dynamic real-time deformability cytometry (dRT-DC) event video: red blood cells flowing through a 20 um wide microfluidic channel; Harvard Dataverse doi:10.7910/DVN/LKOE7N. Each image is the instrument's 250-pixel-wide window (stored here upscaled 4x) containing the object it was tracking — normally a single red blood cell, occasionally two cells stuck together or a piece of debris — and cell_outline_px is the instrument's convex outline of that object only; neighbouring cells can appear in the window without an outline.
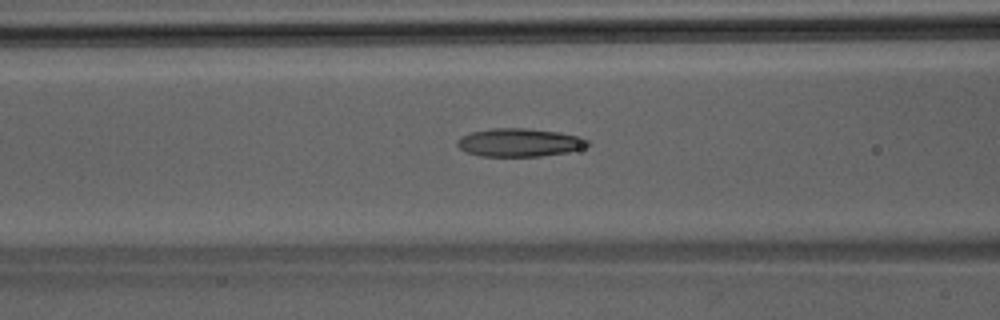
{"species": "Egyptian fruit bat (a non-hibernating species)", "species_latin": "Rousettus aegyptiacus", "temperature_condition": "room temperature", "stored_images_in_passage": 46, "camera_frame_rate_fps": 3000, "um_per_image_px": 0.085, "animal": {"sex": "male"}, "frame": {"image": 1, "passage_image": 19, "time_ms": 6.0, "image_size_px": [1000, 320], "cell_outline_px": [[592, 144], [568, 152], [540, 156], [480, 156], [464, 152], [456, 144], [456, 140], [460, 136], [472, 132], [492, 128], [524, 128], [560, 132], [580, 136], [588, 140]], "centroid_in_image_um": [44.13, 12.11], "position_along_channel_um": 122.5, "area_um2": 21.56}}
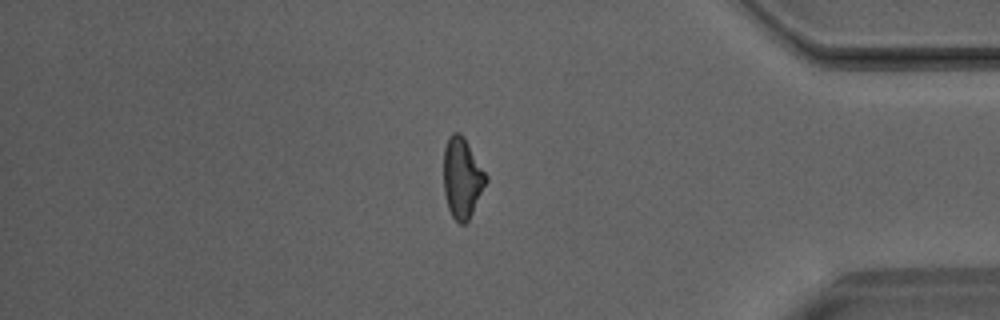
{"frame": {"image": 2, "passage_image": 39, "time_ms": 12.667, "image_size_px": [1000, 320], "cell_outline_px": [[488, 180], [468, 220], [464, 224], [460, 224], [452, 216], [448, 208], [444, 192], [444, 148], [448, 136], [452, 132], [460, 132], [464, 136], [488, 176]], "centroid_in_image_um": [39.28, 15.08], "position_along_channel_um": 395.9, "area_um2": 19.88}}
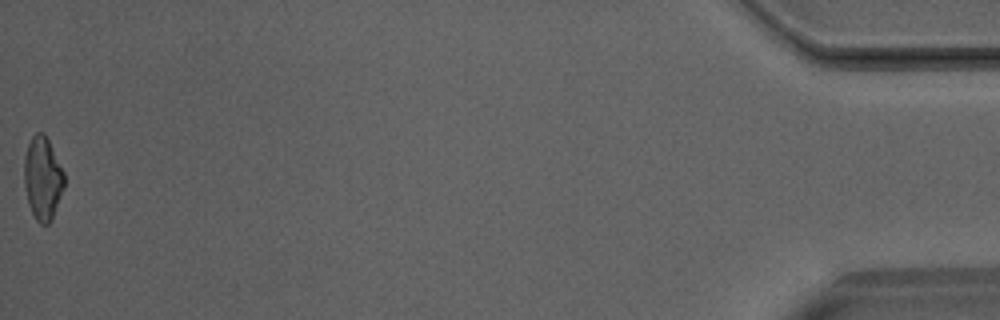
{"frame": {"image": 3, "passage_image": 46, "time_ms": 15.0, "image_size_px": [1000, 320], "cell_outline_px": [[64, 188], [52, 220], [48, 224], [40, 224], [36, 220], [28, 204], [24, 184], [24, 156], [28, 144], [32, 136], [36, 132], [44, 132], [64, 172]], "centroid_in_image_um": [3.62, 15.17], "position_along_channel_um": 431.6, "area_um2": 19.48}}